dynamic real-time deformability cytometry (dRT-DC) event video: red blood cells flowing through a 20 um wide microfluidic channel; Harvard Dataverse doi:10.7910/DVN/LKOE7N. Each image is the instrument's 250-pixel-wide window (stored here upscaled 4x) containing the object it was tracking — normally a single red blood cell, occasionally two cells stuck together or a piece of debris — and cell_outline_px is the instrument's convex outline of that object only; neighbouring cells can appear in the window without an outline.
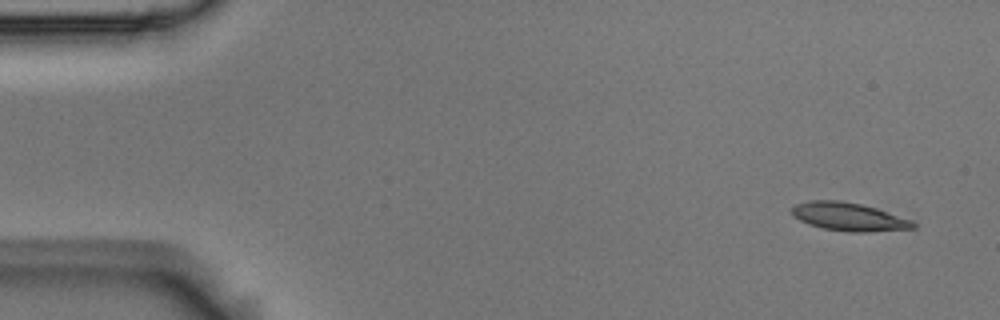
{"species": "Egyptian fruit bat (a non-hibernating species)", "species_latin": "Rousettus aegyptiacus", "temperature_condition": "room temperature", "stored_images_in_passage": 9, "camera_frame_rate_fps": 3000, "um_per_image_px": 0.085, "animal": {"sex": "male"}, "frame": {"image": 1, "passage_image": 1, "time_ms": 0.0, "image_size_px": [1000, 320], "cell_outline_px": [[916, 228], [864, 232], [852, 232], [824, 228], [808, 224], [792, 216], [792, 208], [796, 204], [812, 200], [840, 200], [860, 204], [876, 208], [912, 220], [916, 224]], "centroid_in_image_um": [72.15, 18.42], "position_along_channel_um": 12.9, "area_um2": 19.77}}
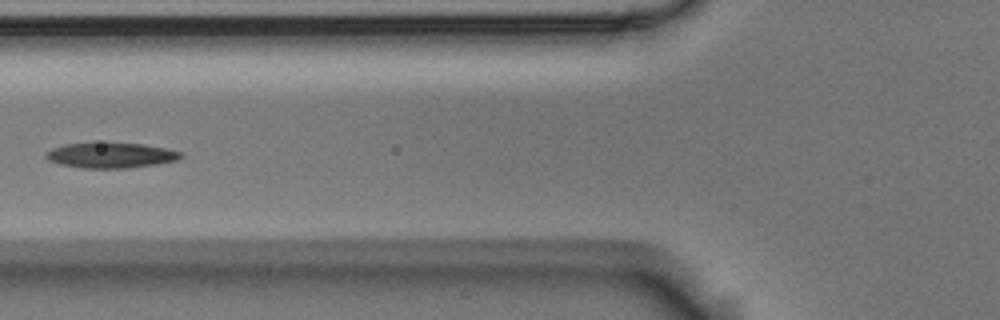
{"frame": {"image": 2, "passage_image": 6, "time_ms": 1.667, "image_size_px": [1000, 320], "cell_outline_px": [[184, 156], [176, 160], [156, 164], [128, 168], [84, 168], [60, 164], [48, 160], [44, 156], [44, 152], [52, 148], [64, 144], [92, 140], [108, 140], [144, 144], [168, 148], [180, 152]], "centroid_in_image_um": [9.36, 13.14], "position_along_channel_um": 116.4, "area_um2": 20.98}}
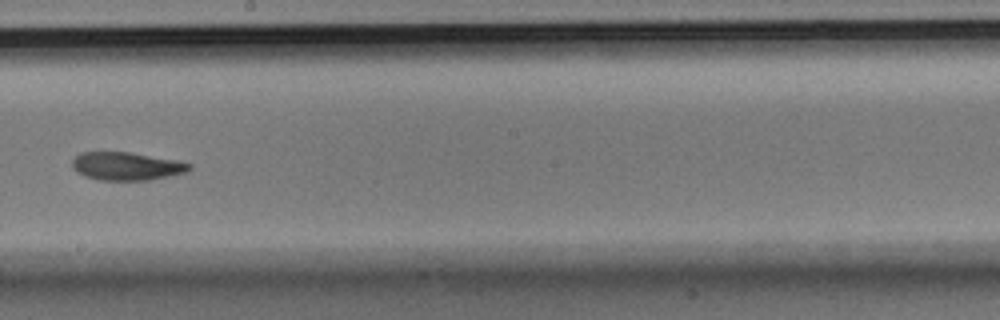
{"frame": {"image": 3, "passage_image": 9, "time_ms": 2.667, "image_size_px": [1000, 320], "cell_outline_px": [[192, 168], [188, 172], [152, 180], [100, 180], [84, 176], [76, 172], [72, 168], [72, 160], [80, 152], [128, 152], [176, 160], [192, 164]], "centroid_in_image_um": [10.76, 14.13], "position_along_channel_um": 237.4, "area_um2": 19.31}}